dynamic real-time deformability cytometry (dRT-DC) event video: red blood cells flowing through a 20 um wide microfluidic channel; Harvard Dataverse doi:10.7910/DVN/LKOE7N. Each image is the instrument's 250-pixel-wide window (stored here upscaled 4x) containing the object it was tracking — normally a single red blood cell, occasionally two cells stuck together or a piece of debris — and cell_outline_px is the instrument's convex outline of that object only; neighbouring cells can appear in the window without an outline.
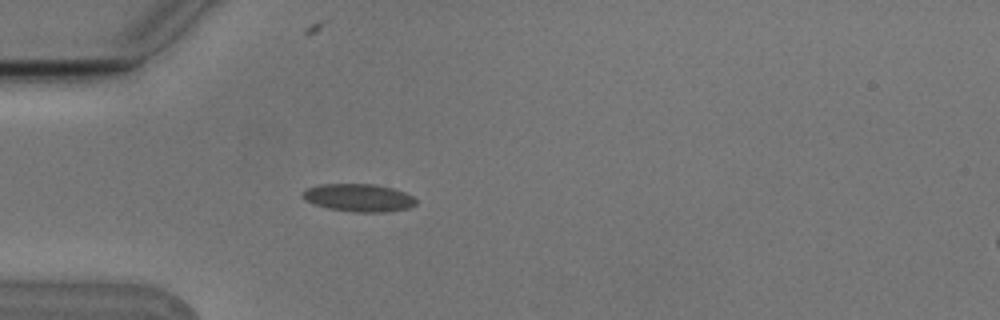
{"species": "Egyptian fruit bat (a non-hibernating species)", "species_latin": "Rousettus aegyptiacus", "temperature_condition": "cold", "stored_images_in_passage": 2, "camera_frame_rate_fps": 3000, "um_per_image_px": 0.085, "animal": {"sex": "male"}, "frame": {"image": 1, "passage_image": 1, "time_ms": 0.0, "image_size_px": [1000, 320], "cell_outline_px": [[416, 204], [408, 208], [384, 212], [352, 212], [328, 208], [312, 204], [304, 200], [300, 196], [300, 192], [308, 188], [320, 184], [372, 184], [392, 188], [404, 192], [412, 196], [416, 200]], "centroid_in_image_um": [30.43, 16.81], "position_along_channel_um": 54.6, "area_um2": 18.44}}